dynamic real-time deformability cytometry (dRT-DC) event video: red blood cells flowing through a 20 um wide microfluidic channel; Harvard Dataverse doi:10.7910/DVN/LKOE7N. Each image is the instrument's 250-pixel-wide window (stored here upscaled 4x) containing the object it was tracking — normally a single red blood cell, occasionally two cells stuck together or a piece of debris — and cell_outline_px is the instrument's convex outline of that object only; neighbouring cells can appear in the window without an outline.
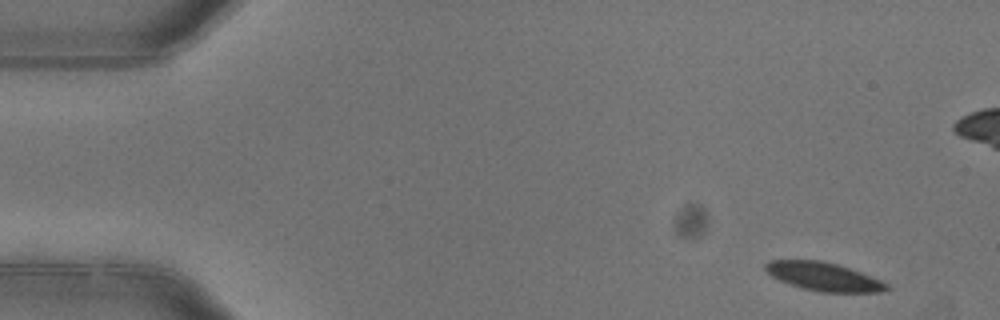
{"species": "common noctule bat (a hibernating species)", "species_latin": "Nyctalus noctula", "temperature_condition": "warm", "stored_images_in_passage": 3, "camera_frame_rate_fps": 3000, "um_per_image_px": 0.085, "animal": {"sex": "female"}, "frame": {"image": 1, "passage_image": 1, "time_ms": 0.0, "image_size_px": [1000, 320], "cell_outline_px": [[892, 288], [880, 292], [820, 292], [788, 284], [772, 276], [764, 268], [764, 264], [768, 260], [820, 260], [836, 264], [860, 272], [880, 280], [888, 284]], "centroid_in_image_um": [69.99, 23.51], "position_along_channel_um": 15.0, "area_um2": 19.94}}